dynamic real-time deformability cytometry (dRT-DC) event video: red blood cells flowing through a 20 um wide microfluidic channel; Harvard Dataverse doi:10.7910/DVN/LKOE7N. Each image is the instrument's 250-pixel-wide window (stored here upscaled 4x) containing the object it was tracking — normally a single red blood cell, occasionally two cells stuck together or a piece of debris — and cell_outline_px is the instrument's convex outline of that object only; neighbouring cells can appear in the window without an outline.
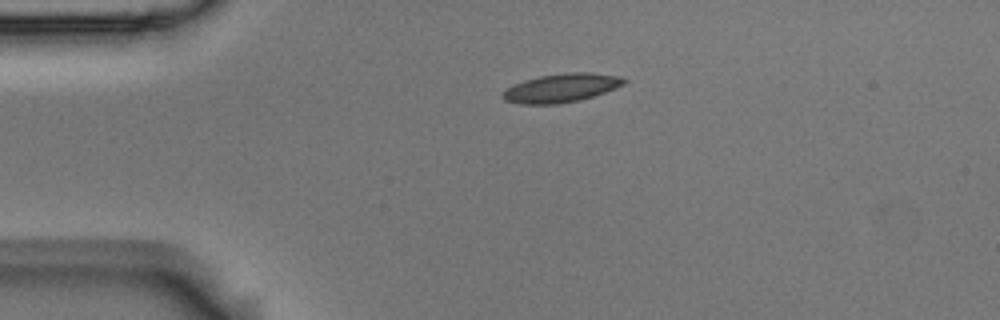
{"species": "Egyptian fruit bat (a non-hibernating species)", "species_latin": "Rousettus aegyptiacus", "temperature_condition": "room temperature", "stored_images_in_passage": 2, "camera_frame_rate_fps": 3000, "um_per_image_px": 0.085, "animal": {"sex": "male"}, "frame": {"image": 1, "passage_image": 1, "time_ms": 0.0, "image_size_px": [1000, 320], "cell_outline_px": [[628, 80], [624, 84], [616, 88], [580, 100], [556, 104], [520, 104], [504, 100], [500, 96], [508, 88], [524, 80], [540, 76], [568, 72], [588, 72], [620, 76]], "centroid_in_image_um": [47.73, 7.47], "position_along_channel_um": 37.3, "area_um2": 20.11}}